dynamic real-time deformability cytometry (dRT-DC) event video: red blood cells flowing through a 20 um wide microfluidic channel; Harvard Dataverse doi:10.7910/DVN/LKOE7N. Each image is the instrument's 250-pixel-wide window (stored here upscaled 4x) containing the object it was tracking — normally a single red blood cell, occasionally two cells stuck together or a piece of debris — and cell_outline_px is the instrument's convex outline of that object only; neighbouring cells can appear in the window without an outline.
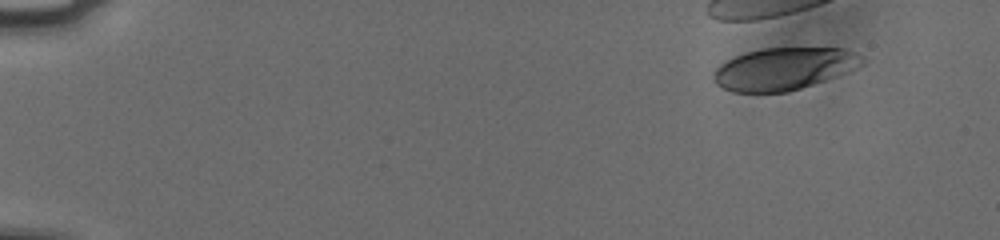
{"species": "human", "species_latin": "Homo sapiens", "temperature_condition": "cold", "stored_images_in_passage": 6, "camera_frame_rate_fps": 3000, "um_per_image_px": 0.085, "donor": {"sex": "male"}, "frame": {"image": 1, "passage_image": 1, "time_ms": 0.0, "image_size_px": [1000, 240], "cell_outline_px": [[864, 64], [848, 72], [788, 92], [732, 92], [716, 84], [712, 80], [712, 72], [720, 64], [744, 52], [764, 48], [844, 48], [856, 52], [864, 56]], "centroid_in_image_um": [66.63, 5.84], "position_along_channel_um": 18.4, "area_um2": 36.76}}